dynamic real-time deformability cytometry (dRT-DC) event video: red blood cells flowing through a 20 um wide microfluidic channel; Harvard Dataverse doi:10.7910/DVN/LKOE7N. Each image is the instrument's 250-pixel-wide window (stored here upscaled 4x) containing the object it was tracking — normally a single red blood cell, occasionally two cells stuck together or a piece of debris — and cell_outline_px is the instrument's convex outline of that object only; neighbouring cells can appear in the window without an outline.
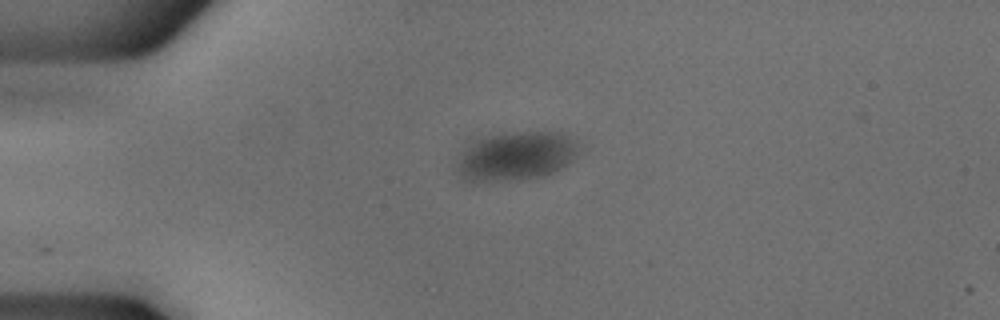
{"species": "common noctule bat (a hibernating species)", "species_latin": "Nyctalus noctula", "temperature_condition": "cold", "stored_images_in_passage": 5, "camera_frame_rate_fps": 3000, "um_per_image_px": 0.085, "animal": {"sex": "male", "body_mass_g": 18.8}, "frame": {"image": 1, "passage_image": 1, "time_ms": 0.0, "image_size_px": [1000, 320], "cell_outline_px": [[580, 148], [576, 156], [568, 164], [556, 172], [544, 176], [520, 180], [464, 180], [456, 172], [456, 168], [464, 148], [472, 140], [484, 136], [504, 132], [564, 132]], "centroid_in_image_um": [43.87, 13.25], "position_along_channel_um": 41.1, "area_um2": 34.97}}